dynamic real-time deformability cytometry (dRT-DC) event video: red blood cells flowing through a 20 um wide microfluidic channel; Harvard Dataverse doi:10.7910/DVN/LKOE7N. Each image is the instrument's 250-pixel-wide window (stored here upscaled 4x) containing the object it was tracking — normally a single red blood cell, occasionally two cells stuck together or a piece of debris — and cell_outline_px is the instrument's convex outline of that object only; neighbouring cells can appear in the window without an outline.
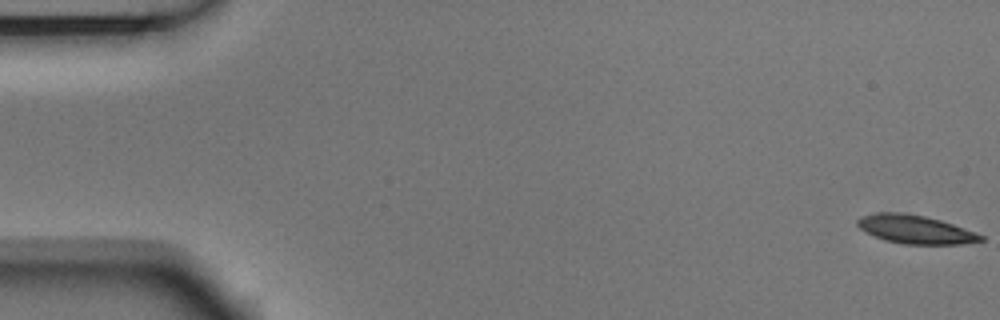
{"species": "Egyptian fruit bat (a non-hibernating species)", "species_latin": "Rousettus aegyptiacus", "temperature_condition": "room temperature", "stored_images_in_passage": 3, "camera_frame_rate_fps": 3000, "um_per_image_px": 0.085, "animal": {"sex": "male"}, "frame": {"image": 1, "passage_image": 1, "time_ms": 0.0, "image_size_px": [1000, 320], "cell_outline_px": [[984, 240], [960, 244], [904, 244], [884, 240], [864, 232], [856, 224], [856, 220], [860, 216], [876, 212], [900, 212], [924, 216], [940, 220], [964, 228], [984, 236]], "centroid_in_image_um": [77.74, 19.49], "position_along_channel_um": 7.3, "area_um2": 20.46}}